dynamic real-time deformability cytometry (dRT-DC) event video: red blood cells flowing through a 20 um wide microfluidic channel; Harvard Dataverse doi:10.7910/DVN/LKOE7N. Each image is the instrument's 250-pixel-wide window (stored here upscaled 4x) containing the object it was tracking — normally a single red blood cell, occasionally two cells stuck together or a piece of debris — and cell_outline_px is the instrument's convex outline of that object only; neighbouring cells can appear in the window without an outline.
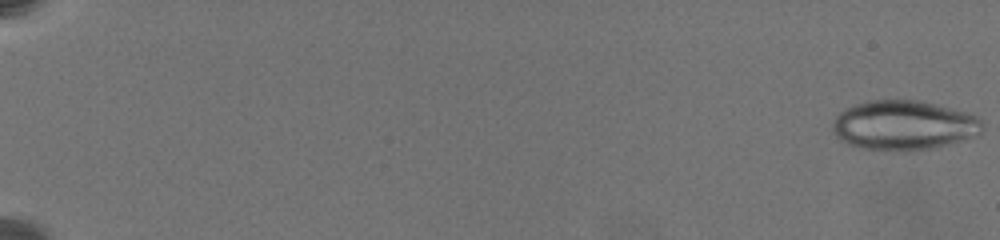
{"species": "common noctule bat (a hibernating species)", "species_latin": "Nyctalus noctula", "temperature_condition": "warm", "stored_images_in_passage": 56, "camera_frame_rate_fps": 3000, "um_per_image_px": 0.085, "animal": {"sex": "female", "body_mass_g": 19.5, "forearm_length_mm": 54.1}, "frame": {"image": 1, "passage_image": 1, "time_ms": 0.0, "image_size_px": [1000, 240], "cell_outline_px": [[980, 124], [968, 136], [944, 144], [924, 148], [864, 148], [848, 144], [836, 132], [836, 116], [840, 112], [856, 104], [872, 100], [912, 100], [932, 104], [976, 116], [980, 120]], "centroid_in_image_um": [76.72, 10.59], "position_along_channel_um": 8.3, "area_um2": 40.06}}